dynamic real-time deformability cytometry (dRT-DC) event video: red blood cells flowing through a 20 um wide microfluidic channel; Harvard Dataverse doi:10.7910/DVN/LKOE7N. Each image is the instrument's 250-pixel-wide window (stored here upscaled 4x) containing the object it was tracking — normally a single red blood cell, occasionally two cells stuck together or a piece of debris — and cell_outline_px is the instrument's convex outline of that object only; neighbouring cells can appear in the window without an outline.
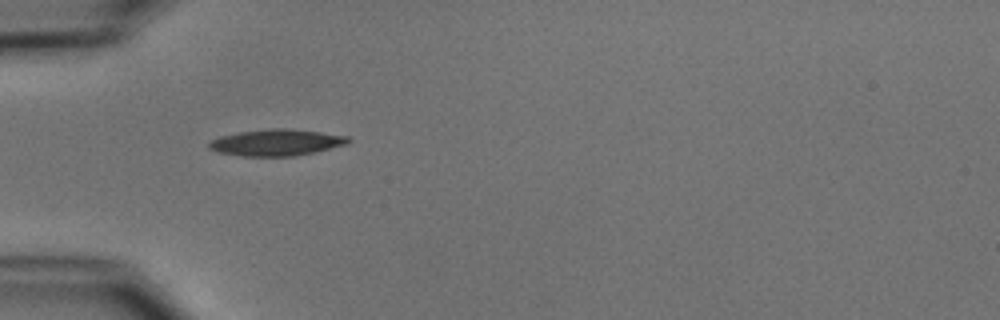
{"species": "common noctule bat (a hibernating species)", "species_latin": "Nyctalus noctula", "temperature_condition": "cold", "stored_images_in_passage": 5, "camera_frame_rate_fps": 3000, "um_per_image_px": 0.085, "animal": {"sex": "male", "body_mass_g": 15.6}, "frame": {"image": 1, "passage_image": 1, "time_ms": 0.0, "image_size_px": [1000, 320], "cell_outline_px": [[352, 140], [348, 144], [316, 152], [296, 156], [240, 156], [220, 152], [208, 148], [208, 144], [212, 140], [220, 136], [240, 132], [268, 128], [284, 128], [320, 132], [348, 136]], "centroid_in_image_um": [23.53, 12.11], "position_along_channel_um": 61.5, "area_um2": 21.5}}